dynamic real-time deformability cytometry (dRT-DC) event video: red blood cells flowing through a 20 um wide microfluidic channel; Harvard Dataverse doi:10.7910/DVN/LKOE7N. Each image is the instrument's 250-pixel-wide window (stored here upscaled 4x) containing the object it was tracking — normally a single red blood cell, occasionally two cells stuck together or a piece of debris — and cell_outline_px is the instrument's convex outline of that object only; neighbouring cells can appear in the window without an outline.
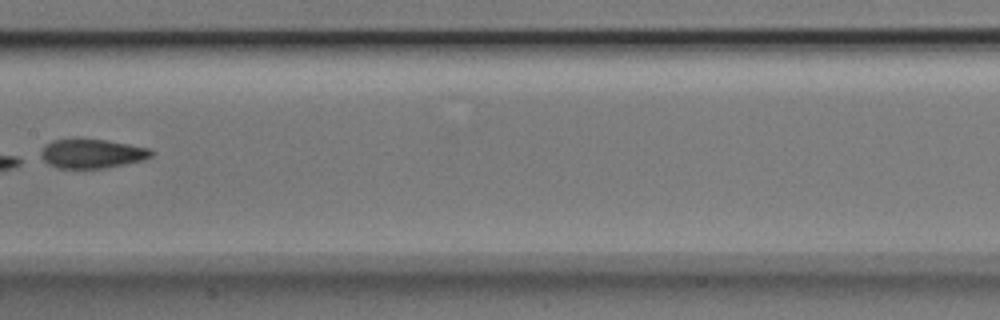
{"species": "Egyptian fruit bat (a non-hibernating species)", "species_latin": "Rousettus aegyptiacus", "temperature_condition": "room temperature", "stored_images_in_passage": 9, "camera_frame_rate_fps": 3000, "um_per_image_px": 0.085, "animal": {"sex": "male"}, "frame": {"image": 1, "passage_image": 7, "time_ms": 2.0, "image_size_px": [1000, 320], "cell_outline_px": [[156, 152], [152, 156], [144, 160], [104, 168], [56, 168], [48, 164], [40, 156], [40, 152], [44, 144], [52, 140], [76, 136], [80, 136], [152, 148]], "centroid_in_image_um": [7.79, 13.01], "position_along_channel_um": 199.6, "area_um2": 19.54}}
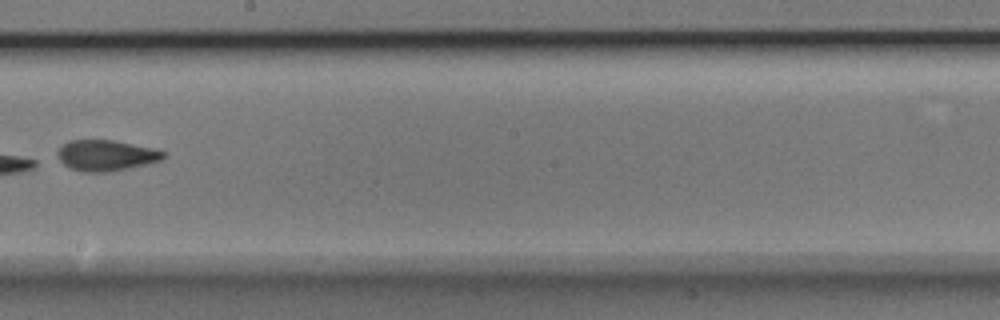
{"frame": {"image": 2, "passage_image": 8, "time_ms": 2.333, "image_size_px": [1000, 320], "cell_outline_px": [[168, 156], [164, 160], [128, 168], [108, 172], [80, 172], [68, 168], [56, 156], [56, 152], [68, 140], [112, 140], [152, 148], [168, 152]], "centroid_in_image_um": [9.03, 13.22], "position_along_channel_um": 239.2, "area_um2": 19.25}}
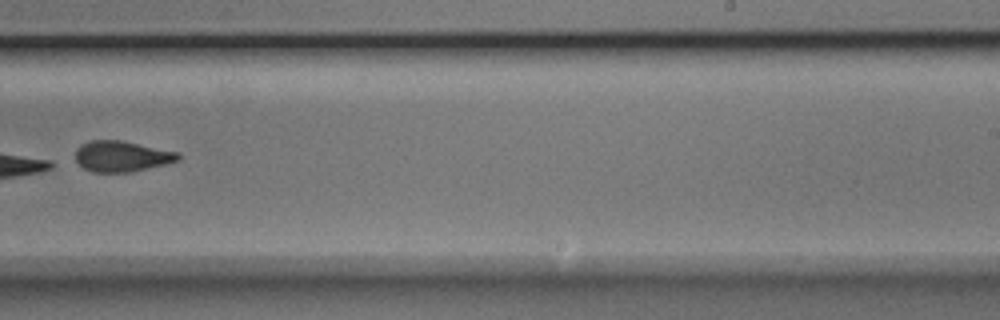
{"frame": {"image": 3, "passage_image": 9, "time_ms": 2.667, "image_size_px": [1000, 320], "cell_outline_px": [[180, 160], [164, 164], [128, 172], [92, 172], [84, 168], [76, 160], [76, 148], [80, 144], [88, 140], [120, 140], [180, 152]], "centroid_in_image_um": [10.33, 13.27], "position_along_channel_um": 278.7, "area_um2": 18.38}}